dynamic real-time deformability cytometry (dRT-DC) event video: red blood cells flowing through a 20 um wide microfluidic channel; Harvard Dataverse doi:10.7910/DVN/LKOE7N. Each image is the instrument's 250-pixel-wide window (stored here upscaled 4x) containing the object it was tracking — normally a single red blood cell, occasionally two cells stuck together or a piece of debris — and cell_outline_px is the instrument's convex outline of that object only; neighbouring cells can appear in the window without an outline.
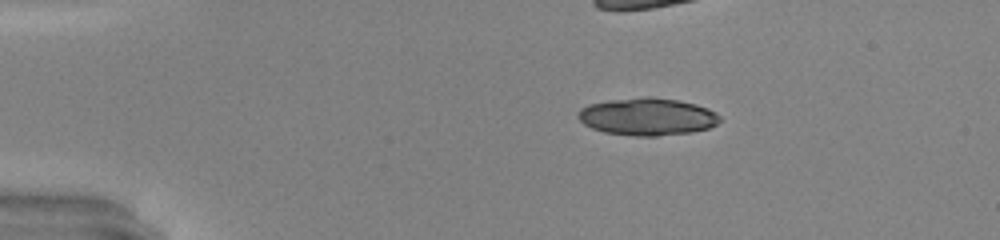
{"species": "common noctule bat (a hibernating species)", "species_latin": "Nyctalus noctula", "temperature_condition": "warm", "stored_images_in_passage": 32, "camera_frame_rate_fps": 3000, "um_per_image_px": 0.085, "animal": {"sex": "male", "body_mass_g": 20.0, "forearm_length_mm": 53.3}, "frame": {"image": 1, "passage_image": 1, "time_ms": 0.0, "image_size_px": [1000, 240], "cell_outline_px": [[720, 120], [716, 124], [708, 128], [692, 132], [656, 136], [636, 136], [604, 132], [592, 128], [584, 124], [576, 116], [580, 108], [588, 104], [608, 100], [648, 96], [676, 100], [696, 104], [708, 108], [716, 112], [720, 116]], "centroid_in_image_um": [55.01, 9.91], "position_along_channel_um": 30.0, "area_um2": 30.98}, "authors_computed_cell_mechanics": {"area_um2": 19.1607, "velocity_mm_per_s": 4.2897, "shape_relaxation_time_tau1_ms": 4.3685, "shape_relaxation_time_tau2_ms": null, "deformation_change_tau1": 0.1933, "deformation_change_tau2": null}}